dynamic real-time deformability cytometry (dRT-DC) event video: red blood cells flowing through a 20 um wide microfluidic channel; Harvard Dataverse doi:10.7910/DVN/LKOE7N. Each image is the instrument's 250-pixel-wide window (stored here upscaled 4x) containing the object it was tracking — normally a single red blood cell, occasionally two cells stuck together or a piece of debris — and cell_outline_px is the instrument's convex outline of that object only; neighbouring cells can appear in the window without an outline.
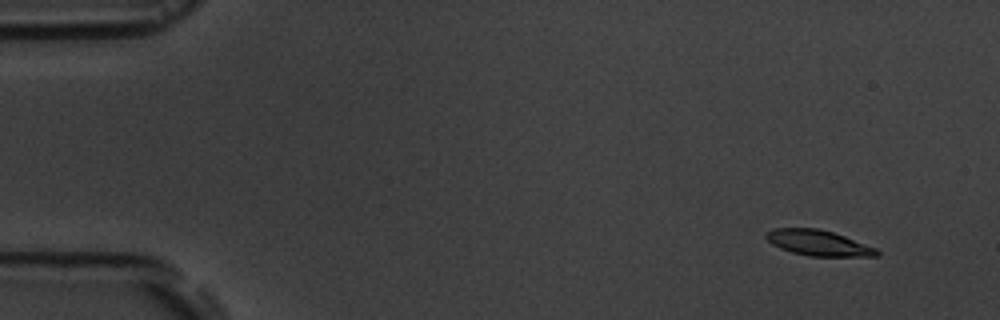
{"species": "common noctule bat (a hibernating species)", "species_latin": "Nyctalus noctula", "temperature_condition": "room temperature", "stored_images_in_passage": 4, "camera_frame_rate_fps": 3000, "um_per_image_px": 0.085, "animal": {"sex": "male", "body_mass_g": 19.5, "forearm_length_mm": 54.6}, "frame": {"image": 1, "passage_image": 1, "time_ms": 0.0, "image_size_px": [1000, 320], "cell_outline_px": [[880, 256], [808, 256], [792, 252], [780, 248], [772, 244], [764, 236], [764, 232], [772, 228], [816, 228], [832, 232], [844, 236], [876, 248], [880, 252]], "centroid_in_image_um": [69.52, 20.64], "position_along_channel_um": 15.5, "area_um2": 16.47}}
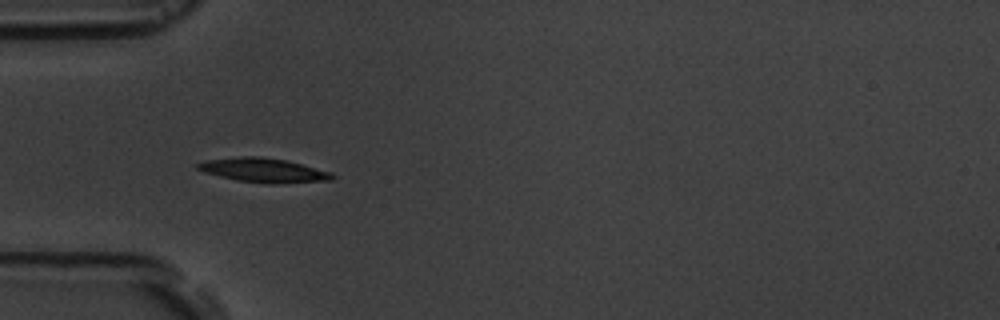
{"frame": {"image": 2, "passage_image": 4, "time_ms": 4.333, "image_size_px": [1000, 320], "cell_outline_px": [[336, 176], [332, 180], [272, 184], [268, 184], [236, 180], [204, 172], [196, 168], [196, 164], [204, 160], [240, 156], [260, 156], [288, 160], [332, 172]], "centroid_in_image_um": [22.41, 14.46], "position_along_channel_um": 62.6, "area_um2": 19.19}}